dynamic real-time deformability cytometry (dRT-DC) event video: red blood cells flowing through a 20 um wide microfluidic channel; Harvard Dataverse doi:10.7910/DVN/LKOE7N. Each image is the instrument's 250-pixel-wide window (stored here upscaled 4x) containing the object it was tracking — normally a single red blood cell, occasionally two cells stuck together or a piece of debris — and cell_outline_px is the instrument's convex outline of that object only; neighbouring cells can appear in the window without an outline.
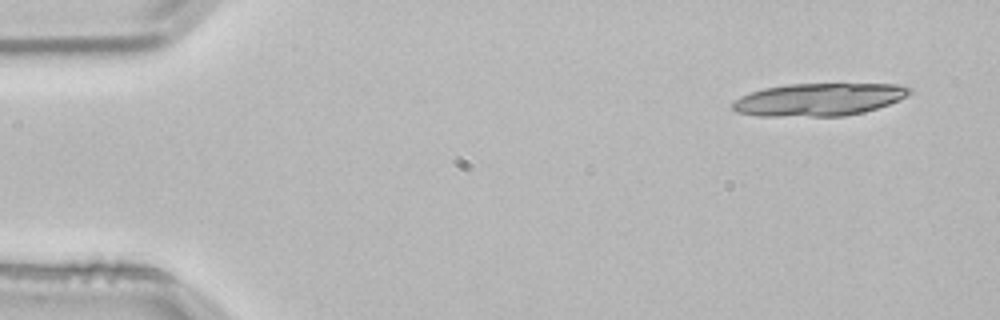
{"species": "common noctule bat (a hibernating species)", "species_latin": "Nyctalus noctula", "temperature_condition": "room temperature", "stored_images_in_passage": 3, "segment_of_instrument_passage": [2, 2], "camera_frame_rate_fps": 3000, "um_per_image_px": 0.085, "animal": {"sex": "male", "body_mass_g": 21.5, "forearm_length_mm": 52.0}, "frame": {"image": 1, "passage_image": 3, "time_ms": 0.667, "image_size_px": [1000, 320], "cell_outline_px": [[912, 92], [900, 100], [864, 112], [844, 116], [760, 116], [736, 112], [732, 108], [732, 104], [740, 96], [764, 88], [788, 84], [896, 84], [912, 88]], "centroid_in_image_um": [69.61, 8.46], "position_along_channel_um": 15.4, "area_um2": 33.58}}